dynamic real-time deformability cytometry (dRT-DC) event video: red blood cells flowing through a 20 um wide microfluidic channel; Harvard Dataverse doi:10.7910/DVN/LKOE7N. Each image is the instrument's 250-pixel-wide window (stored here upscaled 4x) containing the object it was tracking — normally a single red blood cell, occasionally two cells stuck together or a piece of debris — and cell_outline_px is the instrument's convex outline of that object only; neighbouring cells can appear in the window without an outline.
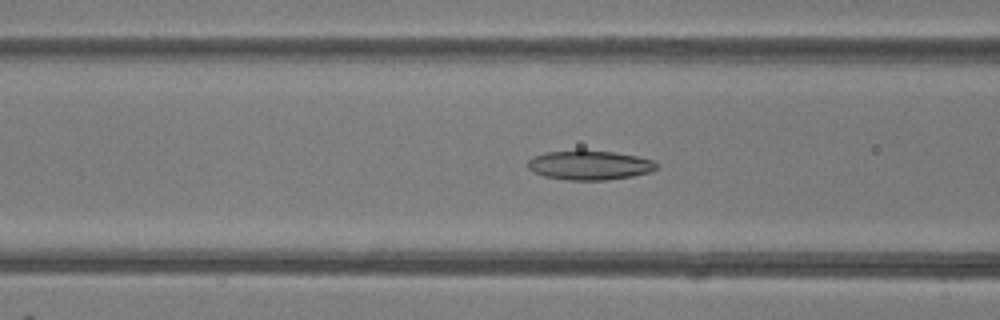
{"species": "common noctule bat (a hibernating species)", "species_latin": "Nyctalus noctula", "temperature_condition": "room temperature", "stored_images_in_passage": 37, "camera_frame_rate_fps": 3000, "um_per_image_px": 0.085, "animal": {"sex": "female"}, "frame": {"image": 1, "passage_image": 19, "time_ms": 6.0, "image_size_px": [1000, 320], "cell_outline_px": [[660, 168], [652, 172], [632, 176], [604, 180], [568, 180], [544, 176], [532, 172], [528, 168], [528, 160], [544, 152], [580, 148], [612, 152], [636, 156], [656, 160], [660, 164]], "centroid_in_image_um": [50.15, 14.01], "position_along_channel_um": 116.5, "area_um2": 22.72}}
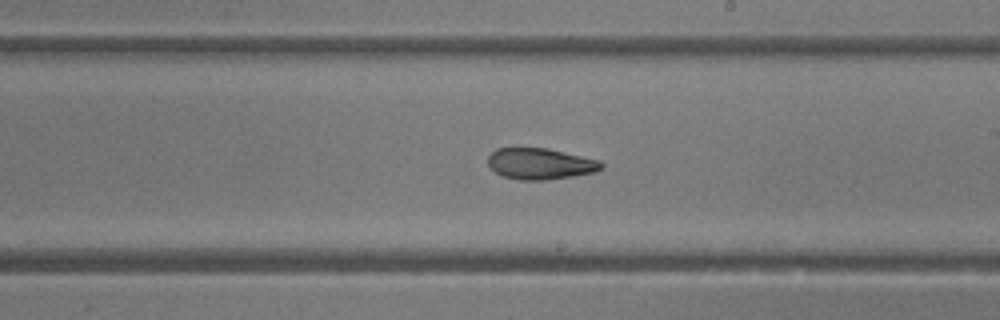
{"frame": {"image": 2, "passage_image": 28, "time_ms": 9.0, "image_size_px": [1000, 320], "cell_outline_px": [[604, 168], [596, 172], [572, 176], [544, 180], [520, 180], [504, 176], [496, 172], [488, 164], [488, 156], [496, 148], [548, 148], [600, 160], [604, 164]], "centroid_in_image_um": [45.96, 13.91], "position_along_channel_um": 243.0, "area_um2": 20.63}}
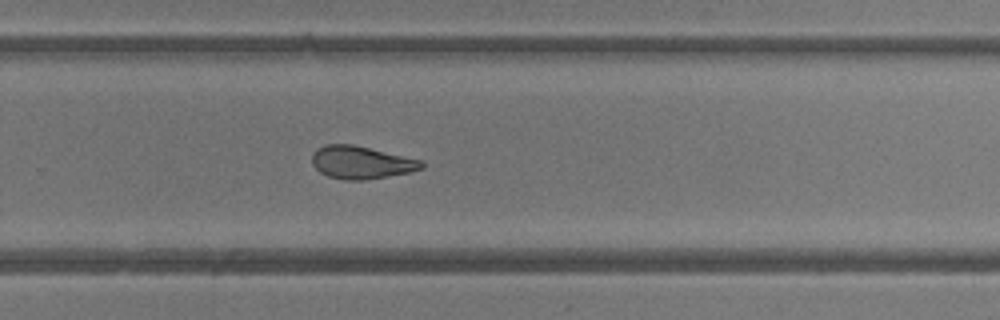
{"frame": {"image": 3, "passage_image": 32, "time_ms": 10.333, "image_size_px": [1000, 320], "cell_outline_px": [[424, 168], [412, 172], [364, 180], [344, 180], [328, 176], [320, 172], [312, 164], [312, 156], [316, 148], [324, 144], [352, 144], [424, 160]], "centroid_in_image_um": [30.73, 13.8], "position_along_channel_um": 299.1, "area_um2": 21.1}}